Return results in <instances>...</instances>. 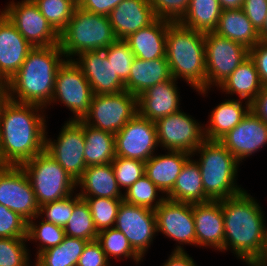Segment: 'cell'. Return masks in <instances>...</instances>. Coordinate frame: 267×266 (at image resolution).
I'll list each match as a JSON object with an SVG mask.
<instances>
[{
  "label": "cell",
  "mask_w": 267,
  "mask_h": 266,
  "mask_svg": "<svg viewBox=\"0 0 267 266\" xmlns=\"http://www.w3.org/2000/svg\"><path fill=\"white\" fill-rule=\"evenodd\" d=\"M241 164L243 160L267 146V124L252 111L219 140Z\"/></svg>",
  "instance_id": "ac0fdd59"
},
{
  "label": "cell",
  "mask_w": 267,
  "mask_h": 266,
  "mask_svg": "<svg viewBox=\"0 0 267 266\" xmlns=\"http://www.w3.org/2000/svg\"><path fill=\"white\" fill-rule=\"evenodd\" d=\"M65 122L57 139L48 138L46 130L45 151L77 181L87 167L84 159L83 120Z\"/></svg>",
  "instance_id": "8fae6325"
},
{
  "label": "cell",
  "mask_w": 267,
  "mask_h": 266,
  "mask_svg": "<svg viewBox=\"0 0 267 266\" xmlns=\"http://www.w3.org/2000/svg\"><path fill=\"white\" fill-rule=\"evenodd\" d=\"M158 19L179 22L186 14L190 0H148Z\"/></svg>",
  "instance_id": "bcb514c9"
},
{
  "label": "cell",
  "mask_w": 267,
  "mask_h": 266,
  "mask_svg": "<svg viewBox=\"0 0 267 266\" xmlns=\"http://www.w3.org/2000/svg\"><path fill=\"white\" fill-rule=\"evenodd\" d=\"M28 222L0 204V238H27Z\"/></svg>",
  "instance_id": "f6af8a7d"
},
{
  "label": "cell",
  "mask_w": 267,
  "mask_h": 266,
  "mask_svg": "<svg viewBox=\"0 0 267 266\" xmlns=\"http://www.w3.org/2000/svg\"><path fill=\"white\" fill-rule=\"evenodd\" d=\"M39 11L60 33L72 18L74 9L77 7L76 0H33Z\"/></svg>",
  "instance_id": "f35d334b"
},
{
  "label": "cell",
  "mask_w": 267,
  "mask_h": 266,
  "mask_svg": "<svg viewBox=\"0 0 267 266\" xmlns=\"http://www.w3.org/2000/svg\"><path fill=\"white\" fill-rule=\"evenodd\" d=\"M250 111L267 124V87H263L250 103Z\"/></svg>",
  "instance_id": "816d5d0a"
},
{
  "label": "cell",
  "mask_w": 267,
  "mask_h": 266,
  "mask_svg": "<svg viewBox=\"0 0 267 266\" xmlns=\"http://www.w3.org/2000/svg\"><path fill=\"white\" fill-rule=\"evenodd\" d=\"M173 77L147 88L137 97L138 114L150 121L180 111V92Z\"/></svg>",
  "instance_id": "7402d4cb"
},
{
  "label": "cell",
  "mask_w": 267,
  "mask_h": 266,
  "mask_svg": "<svg viewBox=\"0 0 267 266\" xmlns=\"http://www.w3.org/2000/svg\"><path fill=\"white\" fill-rule=\"evenodd\" d=\"M259 42H263L267 44V16L264 21V26L259 31Z\"/></svg>",
  "instance_id": "9f6ffc18"
},
{
  "label": "cell",
  "mask_w": 267,
  "mask_h": 266,
  "mask_svg": "<svg viewBox=\"0 0 267 266\" xmlns=\"http://www.w3.org/2000/svg\"><path fill=\"white\" fill-rule=\"evenodd\" d=\"M221 11L218 0H190L189 8L179 23L199 32H214Z\"/></svg>",
  "instance_id": "d6a6232c"
},
{
  "label": "cell",
  "mask_w": 267,
  "mask_h": 266,
  "mask_svg": "<svg viewBox=\"0 0 267 266\" xmlns=\"http://www.w3.org/2000/svg\"><path fill=\"white\" fill-rule=\"evenodd\" d=\"M249 56L255 62L263 87H267V44L257 43L249 49Z\"/></svg>",
  "instance_id": "681fc988"
},
{
  "label": "cell",
  "mask_w": 267,
  "mask_h": 266,
  "mask_svg": "<svg viewBox=\"0 0 267 266\" xmlns=\"http://www.w3.org/2000/svg\"><path fill=\"white\" fill-rule=\"evenodd\" d=\"M196 155L205 196L210 201L230 198L245 190L236 181L240 163L219 140L206 139L191 157Z\"/></svg>",
  "instance_id": "5b68a950"
},
{
  "label": "cell",
  "mask_w": 267,
  "mask_h": 266,
  "mask_svg": "<svg viewBox=\"0 0 267 266\" xmlns=\"http://www.w3.org/2000/svg\"><path fill=\"white\" fill-rule=\"evenodd\" d=\"M116 39L109 16L76 7L72 18L59 33V46L66 60H73L86 51L104 50Z\"/></svg>",
  "instance_id": "8992f818"
},
{
  "label": "cell",
  "mask_w": 267,
  "mask_h": 266,
  "mask_svg": "<svg viewBox=\"0 0 267 266\" xmlns=\"http://www.w3.org/2000/svg\"><path fill=\"white\" fill-rule=\"evenodd\" d=\"M86 166L112 163L115 155V134L87 125L83 121Z\"/></svg>",
  "instance_id": "1f68e13d"
},
{
  "label": "cell",
  "mask_w": 267,
  "mask_h": 266,
  "mask_svg": "<svg viewBox=\"0 0 267 266\" xmlns=\"http://www.w3.org/2000/svg\"><path fill=\"white\" fill-rule=\"evenodd\" d=\"M0 204L29 222L39 205L27 173L21 166L0 165Z\"/></svg>",
  "instance_id": "5bb4252c"
},
{
  "label": "cell",
  "mask_w": 267,
  "mask_h": 266,
  "mask_svg": "<svg viewBox=\"0 0 267 266\" xmlns=\"http://www.w3.org/2000/svg\"><path fill=\"white\" fill-rule=\"evenodd\" d=\"M0 11L32 46L59 44V33L42 15L33 0H12Z\"/></svg>",
  "instance_id": "4fadbf2b"
},
{
  "label": "cell",
  "mask_w": 267,
  "mask_h": 266,
  "mask_svg": "<svg viewBox=\"0 0 267 266\" xmlns=\"http://www.w3.org/2000/svg\"><path fill=\"white\" fill-rule=\"evenodd\" d=\"M172 78L167 58L143 60L134 58L125 90L139 96L147 88Z\"/></svg>",
  "instance_id": "83f0119b"
},
{
  "label": "cell",
  "mask_w": 267,
  "mask_h": 266,
  "mask_svg": "<svg viewBox=\"0 0 267 266\" xmlns=\"http://www.w3.org/2000/svg\"><path fill=\"white\" fill-rule=\"evenodd\" d=\"M166 198L190 204L210 201L205 196L201 171L193 157H190L182 167L173 189L166 195Z\"/></svg>",
  "instance_id": "f1b7e54d"
},
{
  "label": "cell",
  "mask_w": 267,
  "mask_h": 266,
  "mask_svg": "<svg viewBox=\"0 0 267 266\" xmlns=\"http://www.w3.org/2000/svg\"><path fill=\"white\" fill-rule=\"evenodd\" d=\"M165 199L166 196L146 175H143L132 184L124 192L123 198L128 204L146 207L151 210L158 208Z\"/></svg>",
  "instance_id": "8d00e7d4"
},
{
  "label": "cell",
  "mask_w": 267,
  "mask_h": 266,
  "mask_svg": "<svg viewBox=\"0 0 267 266\" xmlns=\"http://www.w3.org/2000/svg\"><path fill=\"white\" fill-rule=\"evenodd\" d=\"M137 113V96L123 90L113 94H94L89 112L82 120L94 128L116 134Z\"/></svg>",
  "instance_id": "9c48e42d"
},
{
  "label": "cell",
  "mask_w": 267,
  "mask_h": 266,
  "mask_svg": "<svg viewBox=\"0 0 267 266\" xmlns=\"http://www.w3.org/2000/svg\"><path fill=\"white\" fill-rule=\"evenodd\" d=\"M65 235L86 241L97 239L93 218L88 203L80 199L73 208L72 216L64 227Z\"/></svg>",
  "instance_id": "74e56055"
},
{
  "label": "cell",
  "mask_w": 267,
  "mask_h": 266,
  "mask_svg": "<svg viewBox=\"0 0 267 266\" xmlns=\"http://www.w3.org/2000/svg\"><path fill=\"white\" fill-rule=\"evenodd\" d=\"M171 23L157 18L152 24L130 34L124 40L139 59L154 60L166 57L167 29Z\"/></svg>",
  "instance_id": "cb8c5ba5"
},
{
  "label": "cell",
  "mask_w": 267,
  "mask_h": 266,
  "mask_svg": "<svg viewBox=\"0 0 267 266\" xmlns=\"http://www.w3.org/2000/svg\"><path fill=\"white\" fill-rule=\"evenodd\" d=\"M73 61L84 73L93 94H113L125 90V83L114 72L103 50L86 51Z\"/></svg>",
  "instance_id": "ffe728a7"
},
{
  "label": "cell",
  "mask_w": 267,
  "mask_h": 266,
  "mask_svg": "<svg viewBox=\"0 0 267 266\" xmlns=\"http://www.w3.org/2000/svg\"><path fill=\"white\" fill-rule=\"evenodd\" d=\"M247 266H267V233L266 239L262 248L260 255Z\"/></svg>",
  "instance_id": "db71d44e"
},
{
  "label": "cell",
  "mask_w": 267,
  "mask_h": 266,
  "mask_svg": "<svg viewBox=\"0 0 267 266\" xmlns=\"http://www.w3.org/2000/svg\"><path fill=\"white\" fill-rule=\"evenodd\" d=\"M161 266H198L186 251H172L166 262Z\"/></svg>",
  "instance_id": "f5cc1de1"
},
{
  "label": "cell",
  "mask_w": 267,
  "mask_h": 266,
  "mask_svg": "<svg viewBox=\"0 0 267 266\" xmlns=\"http://www.w3.org/2000/svg\"><path fill=\"white\" fill-rule=\"evenodd\" d=\"M256 200L246 190L219 200L224 216V252L231 251L247 265L260 255L267 233L266 217Z\"/></svg>",
  "instance_id": "7a4b0ae2"
},
{
  "label": "cell",
  "mask_w": 267,
  "mask_h": 266,
  "mask_svg": "<svg viewBox=\"0 0 267 266\" xmlns=\"http://www.w3.org/2000/svg\"><path fill=\"white\" fill-rule=\"evenodd\" d=\"M88 203L97 232L114 228L118 209L123 199L81 197Z\"/></svg>",
  "instance_id": "ab89813d"
},
{
  "label": "cell",
  "mask_w": 267,
  "mask_h": 266,
  "mask_svg": "<svg viewBox=\"0 0 267 266\" xmlns=\"http://www.w3.org/2000/svg\"><path fill=\"white\" fill-rule=\"evenodd\" d=\"M155 125L158 144L163 150L192 154L206 140L204 124L182 110L157 120Z\"/></svg>",
  "instance_id": "7c38bea8"
},
{
  "label": "cell",
  "mask_w": 267,
  "mask_h": 266,
  "mask_svg": "<svg viewBox=\"0 0 267 266\" xmlns=\"http://www.w3.org/2000/svg\"><path fill=\"white\" fill-rule=\"evenodd\" d=\"M81 199L78 193L41 205L38 216L46 222L65 227L72 216L74 205Z\"/></svg>",
  "instance_id": "60d3db41"
},
{
  "label": "cell",
  "mask_w": 267,
  "mask_h": 266,
  "mask_svg": "<svg viewBox=\"0 0 267 266\" xmlns=\"http://www.w3.org/2000/svg\"><path fill=\"white\" fill-rule=\"evenodd\" d=\"M190 157L191 154L184 151L165 150V154H154L145 162V175L166 196Z\"/></svg>",
  "instance_id": "d4e9b609"
},
{
  "label": "cell",
  "mask_w": 267,
  "mask_h": 266,
  "mask_svg": "<svg viewBox=\"0 0 267 266\" xmlns=\"http://www.w3.org/2000/svg\"><path fill=\"white\" fill-rule=\"evenodd\" d=\"M217 88L218 90L221 89L225 94H230V96L237 95L238 99L251 103L260 93L263 85L260 81L256 64L249 56Z\"/></svg>",
  "instance_id": "f546056e"
},
{
  "label": "cell",
  "mask_w": 267,
  "mask_h": 266,
  "mask_svg": "<svg viewBox=\"0 0 267 266\" xmlns=\"http://www.w3.org/2000/svg\"><path fill=\"white\" fill-rule=\"evenodd\" d=\"M111 164L118 186L120 189L123 188V193L145 175L144 161L116 156Z\"/></svg>",
  "instance_id": "ee69618b"
},
{
  "label": "cell",
  "mask_w": 267,
  "mask_h": 266,
  "mask_svg": "<svg viewBox=\"0 0 267 266\" xmlns=\"http://www.w3.org/2000/svg\"><path fill=\"white\" fill-rule=\"evenodd\" d=\"M87 242L65 235L59 245L41 252L33 266H76Z\"/></svg>",
  "instance_id": "836d02e7"
},
{
  "label": "cell",
  "mask_w": 267,
  "mask_h": 266,
  "mask_svg": "<svg viewBox=\"0 0 267 266\" xmlns=\"http://www.w3.org/2000/svg\"><path fill=\"white\" fill-rule=\"evenodd\" d=\"M21 167L29 177L39 206L77 192L76 180L45 150L24 162Z\"/></svg>",
  "instance_id": "52a82bcc"
},
{
  "label": "cell",
  "mask_w": 267,
  "mask_h": 266,
  "mask_svg": "<svg viewBox=\"0 0 267 266\" xmlns=\"http://www.w3.org/2000/svg\"><path fill=\"white\" fill-rule=\"evenodd\" d=\"M242 9L259 32L267 16V0H244Z\"/></svg>",
  "instance_id": "c3c4849f"
},
{
  "label": "cell",
  "mask_w": 267,
  "mask_h": 266,
  "mask_svg": "<svg viewBox=\"0 0 267 266\" xmlns=\"http://www.w3.org/2000/svg\"><path fill=\"white\" fill-rule=\"evenodd\" d=\"M222 10L240 9L244 0H218Z\"/></svg>",
  "instance_id": "11a10c76"
},
{
  "label": "cell",
  "mask_w": 267,
  "mask_h": 266,
  "mask_svg": "<svg viewBox=\"0 0 267 266\" xmlns=\"http://www.w3.org/2000/svg\"><path fill=\"white\" fill-rule=\"evenodd\" d=\"M76 187H80V197L124 198L111 163L87 166L76 181Z\"/></svg>",
  "instance_id": "484cf974"
},
{
  "label": "cell",
  "mask_w": 267,
  "mask_h": 266,
  "mask_svg": "<svg viewBox=\"0 0 267 266\" xmlns=\"http://www.w3.org/2000/svg\"><path fill=\"white\" fill-rule=\"evenodd\" d=\"M97 240L86 243L76 266H112Z\"/></svg>",
  "instance_id": "7dc6e473"
},
{
  "label": "cell",
  "mask_w": 267,
  "mask_h": 266,
  "mask_svg": "<svg viewBox=\"0 0 267 266\" xmlns=\"http://www.w3.org/2000/svg\"><path fill=\"white\" fill-rule=\"evenodd\" d=\"M157 233L176 241L174 251H185L184 245L196 247L195 224L192 204L165 199L156 208Z\"/></svg>",
  "instance_id": "e0dca14e"
},
{
  "label": "cell",
  "mask_w": 267,
  "mask_h": 266,
  "mask_svg": "<svg viewBox=\"0 0 267 266\" xmlns=\"http://www.w3.org/2000/svg\"><path fill=\"white\" fill-rule=\"evenodd\" d=\"M216 34L245 45L248 49L259 43V32L242 8L222 10Z\"/></svg>",
  "instance_id": "4dcf8cb0"
},
{
  "label": "cell",
  "mask_w": 267,
  "mask_h": 266,
  "mask_svg": "<svg viewBox=\"0 0 267 266\" xmlns=\"http://www.w3.org/2000/svg\"><path fill=\"white\" fill-rule=\"evenodd\" d=\"M248 57L249 49L245 45L215 32L205 33L206 91L198 94L208 96L213 86L222 84Z\"/></svg>",
  "instance_id": "ba28073f"
},
{
  "label": "cell",
  "mask_w": 267,
  "mask_h": 266,
  "mask_svg": "<svg viewBox=\"0 0 267 266\" xmlns=\"http://www.w3.org/2000/svg\"><path fill=\"white\" fill-rule=\"evenodd\" d=\"M45 108L6 97L0 111V165L21 166L45 150Z\"/></svg>",
  "instance_id": "6da1fadb"
},
{
  "label": "cell",
  "mask_w": 267,
  "mask_h": 266,
  "mask_svg": "<svg viewBox=\"0 0 267 266\" xmlns=\"http://www.w3.org/2000/svg\"><path fill=\"white\" fill-rule=\"evenodd\" d=\"M91 86L84 73L73 60H65L58 68L49 104L61 102L74 116L69 120H82L89 112L93 96Z\"/></svg>",
  "instance_id": "30bf717a"
},
{
  "label": "cell",
  "mask_w": 267,
  "mask_h": 266,
  "mask_svg": "<svg viewBox=\"0 0 267 266\" xmlns=\"http://www.w3.org/2000/svg\"><path fill=\"white\" fill-rule=\"evenodd\" d=\"M38 218L39 221H36ZM64 237L65 231L63 227L46 222L38 215L28 222L27 240L30 242L35 241V243L38 242L35 258L48 248L59 245L63 241Z\"/></svg>",
  "instance_id": "e575fe53"
},
{
  "label": "cell",
  "mask_w": 267,
  "mask_h": 266,
  "mask_svg": "<svg viewBox=\"0 0 267 266\" xmlns=\"http://www.w3.org/2000/svg\"><path fill=\"white\" fill-rule=\"evenodd\" d=\"M196 246L224 252V216L220 201L192 204ZM208 246V247H207Z\"/></svg>",
  "instance_id": "44dd1931"
},
{
  "label": "cell",
  "mask_w": 267,
  "mask_h": 266,
  "mask_svg": "<svg viewBox=\"0 0 267 266\" xmlns=\"http://www.w3.org/2000/svg\"><path fill=\"white\" fill-rule=\"evenodd\" d=\"M117 39H125L157 18L148 0H123L109 15Z\"/></svg>",
  "instance_id": "603a6c76"
},
{
  "label": "cell",
  "mask_w": 267,
  "mask_h": 266,
  "mask_svg": "<svg viewBox=\"0 0 267 266\" xmlns=\"http://www.w3.org/2000/svg\"><path fill=\"white\" fill-rule=\"evenodd\" d=\"M7 97L4 87H0V111L3 100Z\"/></svg>",
  "instance_id": "6f0895ef"
},
{
  "label": "cell",
  "mask_w": 267,
  "mask_h": 266,
  "mask_svg": "<svg viewBox=\"0 0 267 266\" xmlns=\"http://www.w3.org/2000/svg\"><path fill=\"white\" fill-rule=\"evenodd\" d=\"M27 238H0V266H32Z\"/></svg>",
  "instance_id": "b9f144b4"
},
{
  "label": "cell",
  "mask_w": 267,
  "mask_h": 266,
  "mask_svg": "<svg viewBox=\"0 0 267 266\" xmlns=\"http://www.w3.org/2000/svg\"><path fill=\"white\" fill-rule=\"evenodd\" d=\"M108 61H111L114 72L125 83L128 80L131 65L135 58L128 43L124 39H116L103 50Z\"/></svg>",
  "instance_id": "7bdbcfd3"
},
{
  "label": "cell",
  "mask_w": 267,
  "mask_h": 266,
  "mask_svg": "<svg viewBox=\"0 0 267 266\" xmlns=\"http://www.w3.org/2000/svg\"><path fill=\"white\" fill-rule=\"evenodd\" d=\"M123 0H78L77 7L80 9L104 16H109L111 11Z\"/></svg>",
  "instance_id": "f907efd6"
},
{
  "label": "cell",
  "mask_w": 267,
  "mask_h": 266,
  "mask_svg": "<svg viewBox=\"0 0 267 266\" xmlns=\"http://www.w3.org/2000/svg\"><path fill=\"white\" fill-rule=\"evenodd\" d=\"M159 147L155 122L138 113L115 134V155L146 162ZM156 148V149H155Z\"/></svg>",
  "instance_id": "9a60e30c"
},
{
  "label": "cell",
  "mask_w": 267,
  "mask_h": 266,
  "mask_svg": "<svg viewBox=\"0 0 267 266\" xmlns=\"http://www.w3.org/2000/svg\"><path fill=\"white\" fill-rule=\"evenodd\" d=\"M166 58L174 79L196 92L206 91L205 33L172 22L167 29Z\"/></svg>",
  "instance_id": "277c9868"
},
{
  "label": "cell",
  "mask_w": 267,
  "mask_h": 266,
  "mask_svg": "<svg viewBox=\"0 0 267 266\" xmlns=\"http://www.w3.org/2000/svg\"><path fill=\"white\" fill-rule=\"evenodd\" d=\"M33 47L0 11V87L18 72Z\"/></svg>",
  "instance_id": "d6986e66"
},
{
  "label": "cell",
  "mask_w": 267,
  "mask_h": 266,
  "mask_svg": "<svg viewBox=\"0 0 267 266\" xmlns=\"http://www.w3.org/2000/svg\"><path fill=\"white\" fill-rule=\"evenodd\" d=\"M66 60L59 44L33 47L18 72L4 86L9 99L47 109L58 68Z\"/></svg>",
  "instance_id": "3957f363"
},
{
  "label": "cell",
  "mask_w": 267,
  "mask_h": 266,
  "mask_svg": "<svg viewBox=\"0 0 267 266\" xmlns=\"http://www.w3.org/2000/svg\"><path fill=\"white\" fill-rule=\"evenodd\" d=\"M107 258L124 259L131 258L136 264L141 263L142 258L131 246L124 234L116 228H109L98 232L96 239Z\"/></svg>",
  "instance_id": "d590c367"
},
{
  "label": "cell",
  "mask_w": 267,
  "mask_h": 266,
  "mask_svg": "<svg viewBox=\"0 0 267 266\" xmlns=\"http://www.w3.org/2000/svg\"><path fill=\"white\" fill-rule=\"evenodd\" d=\"M114 228L124 234L132 248L143 258L157 235L155 211L123 200Z\"/></svg>",
  "instance_id": "2e32d148"
},
{
  "label": "cell",
  "mask_w": 267,
  "mask_h": 266,
  "mask_svg": "<svg viewBox=\"0 0 267 266\" xmlns=\"http://www.w3.org/2000/svg\"><path fill=\"white\" fill-rule=\"evenodd\" d=\"M249 111L250 103L238 97L223 100L208 115L210 117L208 124H204L205 138L220 140L238 125Z\"/></svg>",
  "instance_id": "4316f807"
}]
</instances>
